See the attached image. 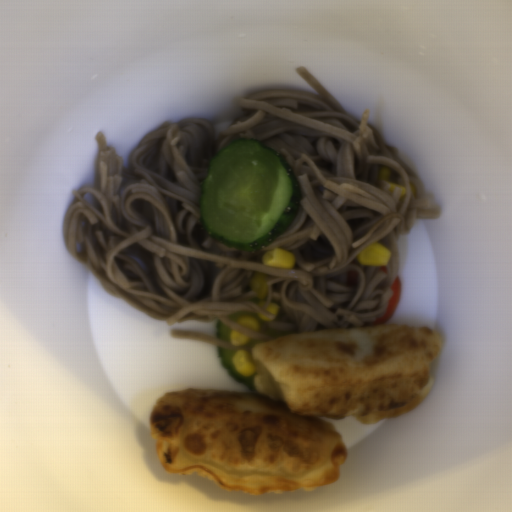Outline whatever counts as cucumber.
<instances>
[{
    "instance_id": "obj_3",
    "label": "cucumber",
    "mask_w": 512,
    "mask_h": 512,
    "mask_svg": "<svg viewBox=\"0 0 512 512\" xmlns=\"http://www.w3.org/2000/svg\"><path fill=\"white\" fill-rule=\"evenodd\" d=\"M232 330L233 329L229 328L226 324H224L219 319L215 323V333H216L217 340L231 342L230 336H231Z\"/></svg>"
},
{
    "instance_id": "obj_4",
    "label": "cucumber",
    "mask_w": 512,
    "mask_h": 512,
    "mask_svg": "<svg viewBox=\"0 0 512 512\" xmlns=\"http://www.w3.org/2000/svg\"><path fill=\"white\" fill-rule=\"evenodd\" d=\"M261 343H265V342L252 340V339L250 338L249 342H248V343H246L244 346L249 347V348H251V349H252V348L254 347V345H255V344H261Z\"/></svg>"
},
{
    "instance_id": "obj_2",
    "label": "cucumber",
    "mask_w": 512,
    "mask_h": 512,
    "mask_svg": "<svg viewBox=\"0 0 512 512\" xmlns=\"http://www.w3.org/2000/svg\"><path fill=\"white\" fill-rule=\"evenodd\" d=\"M216 349L220 364L226 370V372L232 377V379L236 383H241L251 391L255 392L254 382L257 372L252 376H243L236 371L232 363V358L238 351L218 346L216 347Z\"/></svg>"
},
{
    "instance_id": "obj_1",
    "label": "cucumber",
    "mask_w": 512,
    "mask_h": 512,
    "mask_svg": "<svg viewBox=\"0 0 512 512\" xmlns=\"http://www.w3.org/2000/svg\"><path fill=\"white\" fill-rule=\"evenodd\" d=\"M302 190L281 152L235 139L211 160L201 183L199 223L222 245L246 252L271 246L296 216Z\"/></svg>"
}]
</instances>
